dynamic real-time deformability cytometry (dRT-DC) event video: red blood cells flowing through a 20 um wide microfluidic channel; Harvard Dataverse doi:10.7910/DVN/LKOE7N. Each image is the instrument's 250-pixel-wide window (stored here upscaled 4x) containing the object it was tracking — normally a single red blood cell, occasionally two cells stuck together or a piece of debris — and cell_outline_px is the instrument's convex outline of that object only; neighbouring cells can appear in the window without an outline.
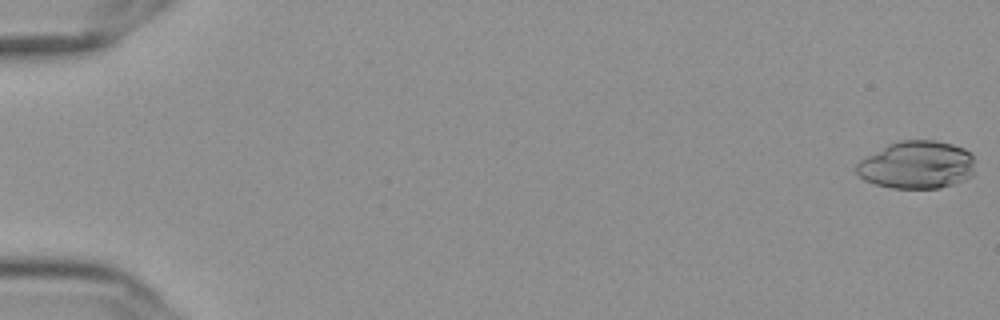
{"species": "Egyptian fruit bat (a non-hibernating species)", "species_latin": "Rousettus aegyptiacus", "temperature_condition": "cold", "stored_images_in_passage": 54, "camera_frame_rate_fps": 3000, "um_per_image_px": 0.085, "frame": {"image": 1, "passage_image": 1, "time_ms": 0.0, "image_size_px": [1000, 320], "cell_outline_px": [[972, 176], [964, 180], [940, 188], [892, 188], [876, 184], [864, 180], [856, 172], [856, 164], [860, 160], [888, 144], [900, 140], [936, 140], [952, 144], [964, 148], [972, 156]], "centroid_in_image_um": [77.91, 14.01], "position_along_channel_um": 7.1, "area_um2": 32.83}}
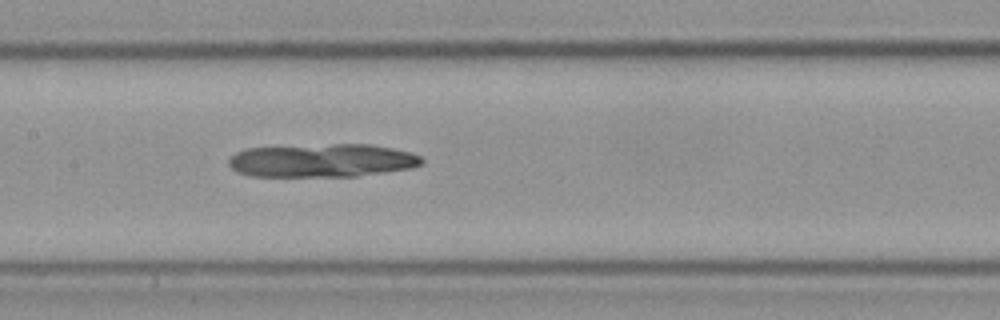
{"frame": {"image": 2, "passage_image": 29, "time_ms": 9.333, "image_size_px": [1000, 320], "cell_outline_px": [[424, 164], [412, 168], [356, 176], [252, 176], [240, 172], [232, 168], [228, 164], [228, 160], [236, 152], [248, 148], [332, 144], [368, 144], [392, 148], [408, 152], [420, 156], [424, 160]], "centroid_in_image_um": [27.41, 13.64], "position_along_channel_um": 180.0, "area_um2": 37.28}}
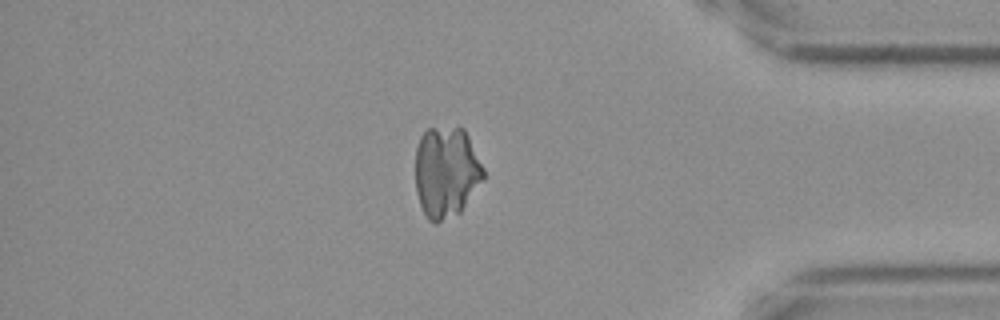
{"frame": {"image": 3, "passage_image": 49, "time_ms": 16.0, "image_size_px": [1000, 320], "cell_outline_px": [[484, 180], [460, 212], [436, 224], [428, 220], [420, 204], [416, 192], [416, 148], [420, 136], [428, 128], [464, 128], [484, 168]], "centroid_in_image_um": [37.93, 14.64], "position_along_channel_um": 397.3, "area_um2": 36.18}}